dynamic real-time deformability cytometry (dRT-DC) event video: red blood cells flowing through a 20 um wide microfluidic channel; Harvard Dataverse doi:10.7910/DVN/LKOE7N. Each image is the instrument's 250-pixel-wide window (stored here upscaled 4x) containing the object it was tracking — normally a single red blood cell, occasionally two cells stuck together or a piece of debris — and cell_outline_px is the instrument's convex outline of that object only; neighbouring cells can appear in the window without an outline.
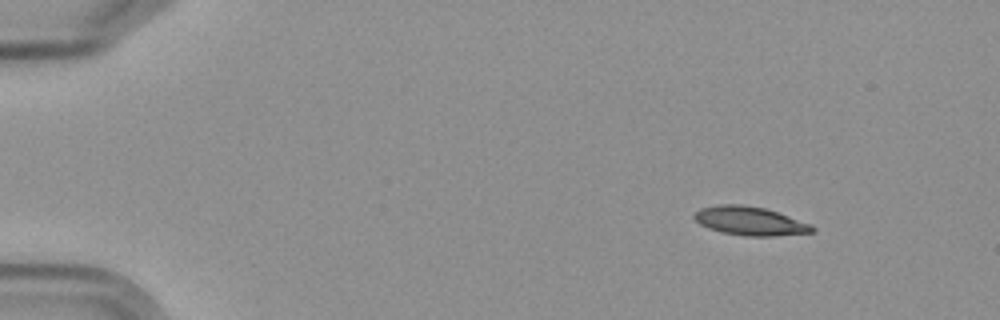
{"species": "Egyptian fruit bat (a non-hibernating species)", "species_latin": "Rousettus aegyptiacus", "temperature_condition": "cold", "stored_images_in_passage": 5, "camera_frame_rate_fps": 3000, "um_per_image_px": 0.085, "frame": {"image": 1, "passage_image": 2, "time_ms": 1.0, "image_size_px": [1000, 320], "cell_outline_px": [[816, 232], [776, 236], [744, 236], [720, 232], [708, 228], [700, 224], [692, 216], [692, 212], [700, 208], [720, 204], [740, 204], [764, 208], [812, 224], [816, 228]], "centroid_in_image_um": [63.73, 18.79], "position_along_channel_um": 21.3, "area_um2": 19.94}}
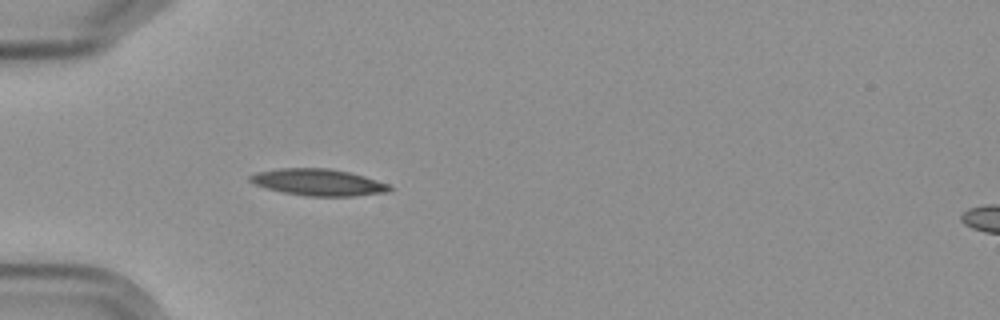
{"frame": {"image": 2, "passage_image": 5, "time_ms": 4.667, "image_size_px": [1000, 320], "cell_outline_px": [[392, 188], [388, 192], [352, 196], [308, 196], [284, 192], [264, 188], [252, 184], [248, 180], [248, 176], [256, 172], [280, 168], [328, 168], [348, 172], [364, 176], [388, 184]], "centroid_in_image_um": [26.99, 15.49], "position_along_channel_um": 58.0, "area_um2": 21.68}}